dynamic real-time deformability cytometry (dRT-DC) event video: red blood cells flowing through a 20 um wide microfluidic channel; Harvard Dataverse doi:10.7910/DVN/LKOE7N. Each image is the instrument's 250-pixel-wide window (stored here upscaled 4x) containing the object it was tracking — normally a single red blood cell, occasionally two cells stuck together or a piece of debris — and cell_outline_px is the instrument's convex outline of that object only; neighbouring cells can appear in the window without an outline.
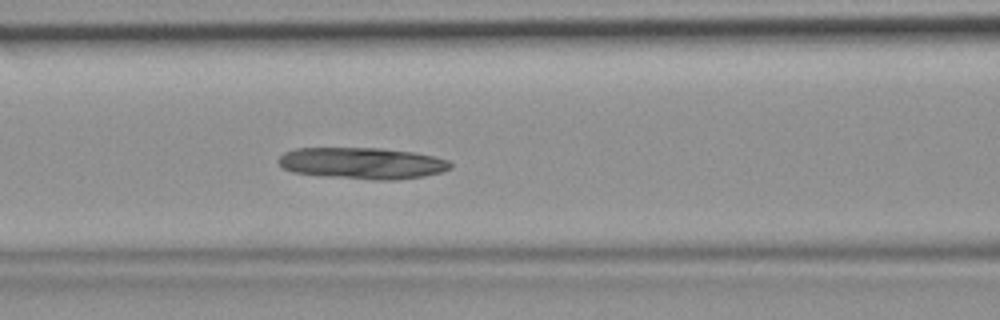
{"species": "common noctule bat (a hibernating species)", "species_latin": "Nyctalus noctula", "temperature_condition": "room temperature", "stored_images_in_passage": 22, "camera_frame_rate_fps": 3000, "um_per_image_px": 0.085, "animal": {"sex": "female", "body_mass_g": 19.9}, "frame": {"image": 1, "passage_image": 19, "time_ms": 6.0, "image_size_px": [1000, 320], "cell_outline_px": [[452, 168], [440, 172], [424, 176], [396, 180], [376, 180], [324, 176], [292, 172], [284, 168], [276, 160], [284, 152], [296, 148], [380, 148], [412, 152], [432, 156], [448, 160], [452, 164]], "centroid_in_image_um": [30.78, 13.87], "position_along_channel_um": 135.8, "area_um2": 31.56}}